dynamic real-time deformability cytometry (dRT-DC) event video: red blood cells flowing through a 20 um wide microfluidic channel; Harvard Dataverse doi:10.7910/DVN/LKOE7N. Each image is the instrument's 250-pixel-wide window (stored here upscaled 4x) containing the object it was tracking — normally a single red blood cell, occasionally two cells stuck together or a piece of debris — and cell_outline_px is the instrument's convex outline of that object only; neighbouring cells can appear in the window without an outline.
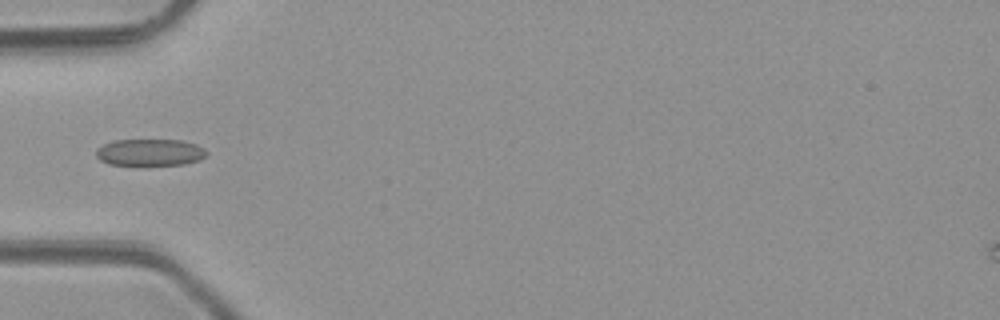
{"species": "common noctule bat (a hibernating species)", "species_latin": "Nyctalus noctula", "temperature_condition": "room temperature", "stored_images_in_passage": 5, "camera_frame_rate_fps": 3000, "um_per_image_px": 0.085, "animal": {"sex": "male", "body_mass_g": 23.1, "forearm_length_mm": 52.7}, "frame": {"image": 1, "passage_image": 4, "time_ms": 3.667, "image_size_px": [1000, 320], "cell_outline_px": [[208, 152], [200, 160], [184, 164], [144, 168], [108, 164], [100, 160], [96, 156], [96, 148], [104, 144], [116, 140], [180, 140], [196, 144], [204, 148]], "centroid_in_image_um": [12.72, 13.01], "position_along_channel_um": 72.3, "area_um2": 18.15}}
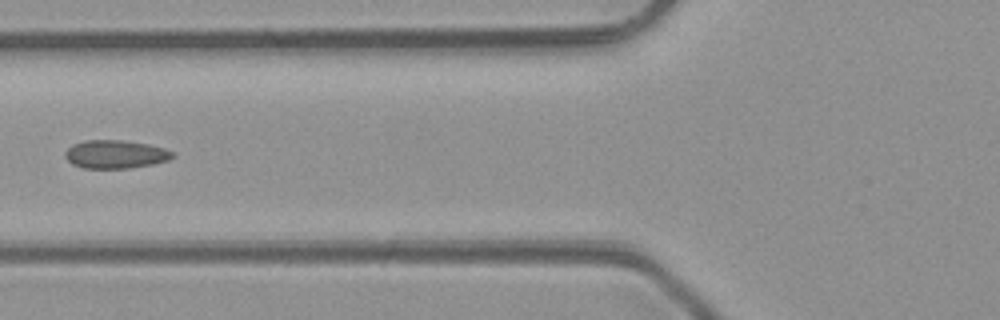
{"frame": {"image": 2, "passage_image": 5, "time_ms": 4.667, "image_size_px": [1000, 320], "cell_outline_px": [[176, 156], [168, 160], [152, 164], [128, 168], [84, 168], [72, 164], [64, 156], [64, 152], [72, 144], [84, 140], [120, 140], [148, 144], [164, 148], [172, 152]], "centroid_in_image_um": [9.79, 13.11], "position_along_channel_um": 116.0, "area_um2": 17.69}}